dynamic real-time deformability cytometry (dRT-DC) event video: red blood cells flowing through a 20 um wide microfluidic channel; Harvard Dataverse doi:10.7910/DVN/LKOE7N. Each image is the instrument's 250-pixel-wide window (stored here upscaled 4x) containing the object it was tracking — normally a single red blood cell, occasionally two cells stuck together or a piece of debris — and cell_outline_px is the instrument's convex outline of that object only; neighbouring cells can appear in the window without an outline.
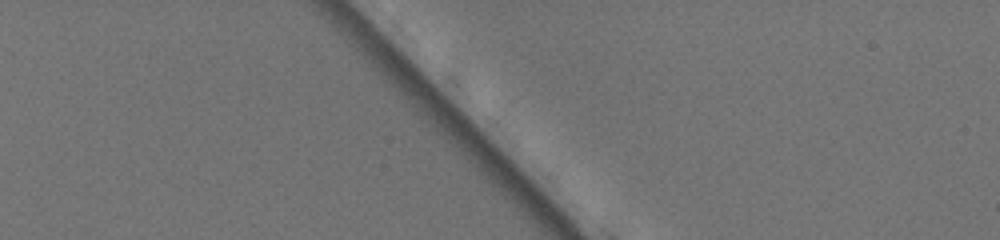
{"species": "common noctule bat (a hibernating species)", "species_latin": "Nyctalus noctula", "temperature_condition": "warm", "stored_images_in_passage": 3, "camera_frame_rate_fps": 3000, "um_per_image_px": 0.085, "animal": {"sex": "female", "body_mass_g": 19.5, "forearm_length_mm": 54.1}, "frame": {"image": 1, "passage_image": 3, "time_ms": 0.667, "image_size_px": [1000, 240], "cell_outline_px": [[600, 64], [592, 96], [572, 72], [556, 48], [556, 40], [560, 36], [568, 32], [596, 48]], "centroid_in_image_um": [49.29, 5.04], "position_along_channel_um": 35.7, "area_um2": 10.92}}